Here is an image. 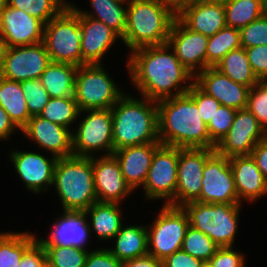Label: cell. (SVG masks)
<instances>
[{
    "instance_id": "603a6c76",
    "label": "cell",
    "mask_w": 267,
    "mask_h": 267,
    "mask_svg": "<svg viewBox=\"0 0 267 267\" xmlns=\"http://www.w3.org/2000/svg\"><path fill=\"white\" fill-rule=\"evenodd\" d=\"M82 65L102 64L105 54L121 37L102 21L79 13Z\"/></svg>"
},
{
    "instance_id": "52a82bcc",
    "label": "cell",
    "mask_w": 267,
    "mask_h": 267,
    "mask_svg": "<svg viewBox=\"0 0 267 267\" xmlns=\"http://www.w3.org/2000/svg\"><path fill=\"white\" fill-rule=\"evenodd\" d=\"M42 42L52 62L82 66L79 12L73 5L45 24Z\"/></svg>"
},
{
    "instance_id": "60d3db41",
    "label": "cell",
    "mask_w": 267,
    "mask_h": 267,
    "mask_svg": "<svg viewBox=\"0 0 267 267\" xmlns=\"http://www.w3.org/2000/svg\"><path fill=\"white\" fill-rule=\"evenodd\" d=\"M236 111V109L221 105L215 112L213 119H211L210 123L207 125L210 140L216 146L227 135L229 129L233 124Z\"/></svg>"
},
{
    "instance_id": "7bdbcfd3",
    "label": "cell",
    "mask_w": 267,
    "mask_h": 267,
    "mask_svg": "<svg viewBox=\"0 0 267 267\" xmlns=\"http://www.w3.org/2000/svg\"><path fill=\"white\" fill-rule=\"evenodd\" d=\"M243 48L267 45V15H263L240 29Z\"/></svg>"
},
{
    "instance_id": "9c48e42d",
    "label": "cell",
    "mask_w": 267,
    "mask_h": 267,
    "mask_svg": "<svg viewBox=\"0 0 267 267\" xmlns=\"http://www.w3.org/2000/svg\"><path fill=\"white\" fill-rule=\"evenodd\" d=\"M155 217L152 224L146 225L148 254L162 261L175 251L181 250L190 224L183 207L164 204Z\"/></svg>"
},
{
    "instance_id": "836d02e7",
    "label": "cell",
    "mask_w": 267,
    "mask_h": 267,
    "mask_svg": "<svg viewBox=\"0 0 267 267\" xmlns=\"http://www.w3.org/2000/svg\"><path fill=\"white\" fill-rule=\"evenodd\" d=\"M226 26L241 29L264 15L263 0H226Z\"/></svg>"
},
{
    "instance_id": "484cf974",
    "label": "cell",
    "mask_w": 267,
    "mask_h": 267,
    "mask_svg": "<svg viewBox=\"0 0 267 267\" xmlns=\"http://www.w3.org/2000/svg\"><path fill=\"white\" fill-rule=\"evenodd\" d=\"M239 202H254L267 195V181L251 155L229 158Z\"/></svg>"
},
{
    "instance_id": "94428289",
    "label": "cell",
    "mask_w": 267,
    "mask_h": 267,
    "mask_svg": "<svg viewBox=\"0 0 267 267\" xmlns=\"http://www.w3.org/2000/svg\"><path fill=\"white\" fill-rule=\"evenodd\" d=\"M43 267H54V266H52L50 263H48V262L46 261Z\"/></svg>"
},
{
    "instance_id": "ba28073f",
    "label": "cell",
    "mask_w": 267,
    "mask_h": 267,
    "mask_svg": "<svg viewBox=\"0 0 267 267\" xmlns=\"http://www.w3.org/2000/svg\"><path fill=\"white\" fill-rule=\"evenodd\" d=\"M102 64H85L75 74L74 97L80 111L111 109L125 94Z\"/></svg>"
},
{
    "instance_id": "5b68a950",
    "label": "cell",
    "mask_w": 267,
    "mask_h": 267,
    "mask_svg": "<svg viewBox=\"0 0 267 267\" xmlns=\"http://www.w3.org/2000/svg\"><path fill=\"white\" fill-rule=\"evenodd\" d=\"M63 211H85L97 202L93 179L92 157L58 158L53 184Z\"/></svg>"
},
{
    "instance_id": "9a60e30c",
    "label": "cell",
    "mask_w": 267,
    "mask_h": 267,
    "mask_svg": "<svg viewBox=\"0 0 267 267\" xmlns=\"http://www.w3.org/2000/svg\"><path fill=\"white\" fill-rule=\"evenodd\" d=\"M45 24L26 11L0 6V42L2 47L33 45L43 41Z\"/></svg>"
},
{
    "instance_id": "db71d44e",
    "label": "cell",
    "mask_w": 267,
    "mask_h": 267,
    "mask_svg": "<svg viewBox=\"0 0 267 267\" xmlns=\"http://www.w3.org/2000/svg\"><path fill=\"white\" fill-rule=\"evenodd\" d=\"M164 4L170 6L176 13L186 4L193 0H161Z\"/></svg>"
},
{
    "instance_id": "2e32d148",
    "label": "cell",
    "mask_w": 267,
    "mask_h": 267,
    "mask_svg": "<svg viewBox=\"0 0 267 267\" xmlns=\"http://www.w3.org/2000/svg\"><path fill=\"white\" fill-rule=\"evenodd\" d=\"M9 160L28 191L41 194L53 187V176L57 157L44 156L32 151L11 150ZM51 157V158H50Z\"/></svg>"
},
{
    "instance_id": "816d5d0a",
    "label": "cell",
    "mask_w": 267,
    "mask_h": 267,
    "mask_svg": "<svg viewBox=\"0 0 267 267\" xmlns=\"http://www.w3.org/2000/svg\"><path fill=\"white\" fill-rule=\"evenodd\" d=\"M15 130L18 131L20 129L12 122L8 113L0 106V140H9Z\"/></svg>"
},
{
    "instance_id": "6da1fadb",
    "label": "cell",
    "mask_w": 267,
    "mask_h": 267,
    "mask_svg": "<svg viewBox=\"0 0 267 267\" xmlns=\"http://www.w3.org/2000/svg\"><path fill=\"white\" fill-rule=\"evenodd\" d=\"M127 69L141 96L156 102L187 93L195 80L168 44L132 50Z\"/></svg>"
},
{
    "instance_id": "7c38bea8",
    "label": "cell",
    "mask_w": 267,
    "mask_h": 267,
    "mask_svg": "<svg viewBox=\"0 0 267 267\" xmlns=\"http://www.w3.org/2000/svg\"><path fill=\"white\" fill-rule=\"evenodd\" d=\"M51 62L43 42L15 47H3L0 76L17 82L40 79Z\"/></svg>"
},
{
    "instance_id": "9f6ffc18",
    "label": "cell",
    "mask_w": 267,
    "mask_h": 267,
    "mask_svg": "<svg viewBox=\"0 0 267 267\" xmlns=\"http://www.w3.org/2000/svg\"><path fill=\"white\" fill-rule=\"evenodd\" d=\"M200 267H213L209 261L202 262Z\"/></svg>"
},
{
    "instance_id": "1f68e13d",
    "label": "cell",
    "mask_w": 267,
    "mask_h": 267,
    "mask_svg": "<svg viewBox=\"0 0 267 267\" xmlns=\"http://www.w3.org/2000/svg\"><path fill=\"white\" fill-rule=\"evenodd\" d=\"M215 68L234 82L250 88L260 82L250 66L247 53L243 47L227 53Z\"/></svg>"
},
{
    "instance_id": "ab89813d",
    "label": "cell",
    "mask_w": 267,
    "mask_h": 267,
    "mask_svg": "<svg viewBox=\"0 0 267 267\" xmlns=\"http://www.w3.org/2000/svg\"><path fill=\"white\" fill-rule=\"evenodd\" d=\"M26 99V104L31 116L40 115L49 102V93L44 88L40 79H30L20 82Z\"/></svg>"
},
{
    "instance_id": "f1b7e54d",
    "label": "cell",
    "mask_w": 267,
    "mask_h": 267,
    "mask_svg": "<svg viewBox=\"0 0 267 267\" xmlns=\"http://www.w3.org/2000/svg\"><path fill=\"white\" fill-rule=\"evenodd\" d=\"M90 7L93 11H84L76 5L74 8L83 16L91 17L102 21L120 37L124 35L127 23V5L128 0H89Z\"/></svg>"
},
{
    "instance_id": "7a4b0ae2",
    "label": "cell",
    "mask_w": 267,
    "mask_h": 267,
    "mask_svg": "<svg viewBox=\"0 0 267 267\" xmlns=\"http://www.w3.org/2000/svg\"><path fill=\"white\" fill-rule=\"evenodd\" d=\"M159 141L178 148L215 149L196 102L184 93L157 102Z\"/></svg>"
},
{
    "instance_id": "277c9868",
    "label": "cell",
    "mask_w": 267,
    "mask_h": 267,
    "mask_svg": "<svg viewBox=\"0 0 267 267\" xmlns=\"http://www.w3.org/2000/svg\"><path fill=\"white\" fill-rule=\"evenodd\" d=\"M176 12L161 0H128L122 43L131 52L144 46L167 44Z\"/></svg>"
},
{
    "instance_id": "ffe728a7",
    "label": "cell",
    "mask_w": 267,
    "mask_h": 267,
    "mask_svg": "<svg viewBox=\"0 0 267 267\" xmlns=\"http://www.w3.org/2000/svg\"><path fill=\"white\" fill-rule=\"evenodd\" d=\"M20 131L23 136L36 142L39 149H45L57 158L73 155L71 129L50 122L40 115H34Z\"/></svg>"
},
{
    "instance_id": "c3c4849f",
    "label": "cell",
    "mask_w": 267,
    "mask_h": 267,
    "mask_svg": "<svg viewBox=\"0 0 267 267\" xmlns=\"http://www.w3.org/2000/svg\"><path fill=\"white\" fill-rule=\"evenodd\" d=\"M46 259L44 246L36 240L24 253L19 267H43Z\"/></svg>"
},
{
    "instance_id": "d6986e66",
    "label": "cell",
    "mask_w": 267,
    "mask_h": 267,
    "mask_svg": "<svg viewBox=\"0 0 267 267\" xmlns=\"http://www.w3.org/2000/svg\"><path fill=\"white\" fill-rule=\"evenodd\" d=\"M97 156L92 157L97 201L121 204L133 190L126 183L118 160L113 154Z\"/></svg>"
},
{
    "instance_id": "cb8c5ba5",
    "label": "cell",
    "mask_w": 267,
    "mask_h": 267,
    "mask_svg": "<svg viewBox=\"0 0 267 267\" xmlns=\"http://www.w3.org/2000/svg\"><path fill=\"white\" fill-rule=\"evenodd\" d=\"M176 17L188 29L208 37L226 26L224 3L192 1L183 6Z\"/></svg>"
},
{
    "instance_id": "4fadbf2b",
    "label": "cell",
    "mask_w": 267,
    "mask_h": 267,
    "mask_svg": "<svg viewBox=\"0 0 267 267\" xmlns=\"http://www.w3.org/2000/svg\"><path fill=\"white\" fill-rule=\"evenodd\" d=\"M215 152V149L179 148L175 207H183L200 197L203 168Z\"/></svg>"
},
{
    "instance_id": "e0dca14e",
    "label": "cell",
    "mask_w": 267,
    "mask_h": 267,
    "mask_svg": "<svg viewBox=\"0 0 267 267\" xmlns=\"http://www.w3.org/2000/svg\"><path fill=\"white\" fill-rule=\"evenodd\" d=\"M208 40V36L188 29L176 17L170 29L167 44L180 63L196 76L207 68Z\"/></svg>"
},
{
    "instance_id": "f5cc1de1",
    "label": "cell",
    "mask_w": 267,
    "mask_h": 267,
    "mask_svg": "<svg viewBox=\"0 0 267 267\" xmlns=\"http://www.w3.org/2000/svg\"><path fill=\"white\" fill-rule=\"evenodd\" d=\"M122 267H162V261L147 254L122 262Z\"/></svg>"
},
{
    "instance_id": "4316f807",
    "label": "cell",
    "mask_w": 267,
    "mask_h": 267,
    "mask_svg": "<svg viewBox=\"0 0 267 267\" xmlns=\"http://www.w3.org/2000/svg\"><path fill=\"white\" fill-rule=\"evenodd\" d=\"M121 205L118 203L95 202L84 212L90 217L89 226L91 233L103 241L113 240L123 224Z\"/></svg>"
},
{
    "instance_id": "91938a15",
    "label": "cell",
    "mask_w": 267,
    "mask_h": 267,
    "mask_svg": "<svg viewBox=\"0 0 267 267\" xmlns=\"http://www.w3.org/2000/svg\"><path fill=\"white\" fill-rule=\"evenodd\" d=\"M267 88V79L260 81Z\"/></svg>"
},
{
    "instance_id": "7402d4cb",
    "label": "cell",
    "mask_w": 267,
    "mask_h": 267,
    "mask_svg": "<svg viewBox=\"0 0 267 267\" xmlns=\"http://www.w3.org/2000/svg\"><path fill=\"white\" fill-rule=\"evenodd\" d=\"M53 222L48 238H37L43 246H72L88 250L91 230L84 211H63Z\"/></svg>"
},
{
    "instance_id": "8992f818",
    "label": "cell",
    "mask_w": 267,
    "mask_h": 267,
    "mask_svg": "<svg viewBox=\"0 0 267 267\" xmlns=\"http://www.w3.org/2000/svg\"><path fill=\"white\" fill-rule=\"evenodd\" d=\"M242 204L193 201L183 206L189 224L209 236L219 247H233Z\"/></svg>"
},
{
    "instance_id": "74e56055",
    "label": "cell",
    "mask_w": 267,
    "mask_h": 267,
    "mask_svg": "<svg viewBox=\"0 0 267 267\" xmlns=\"http://www.w3.org/2000/svg\"><path fill=\"white\" fill-rule=\"evenodd\" d=\"M219 248L209 236L189 226L181 249L204 262L209 261Z\"/></svg>"
},
{
    "instance_id": "11a10c76",
    "label": "cell",
    "mask_w": 267,
    "mask_h": 267,
    "mask_svg": "<svg viewBox=\"0 0 267 267\" xmlns=\"http://www.w3.org/2000/svg\"><path fill=\"white\" fill-rule=\"evenodd\" d=\"M193 1L224 3L226 0H193Z\"/></svg>"
},
{
    "instance_id": "680465c9",
    "label": "cell",
    "mask_w": 267,
    "mask_h": 267,
    "mask_svg": "<svg viewBox=\"0 0 267 267\" xmlns=\"http://www.w3.org/2000/svg\"><path fill=\"white\" fill-rule=\"evenodd\" d=\"M9 0H0V6H5L7 5Z\"/></svg>"
},
{
    "instance_id": "d6a6232c",
    "label": "cell",
    "mask_w": 267,
    "mask_h": 267,
    "mask_svg": "<svg viewBox=\"0 0 267 267\" xmlns=\"http://www.w3.org/2000/svg\"><path fill=\"white\" fill-rule=\"evenodd\" d=\"M37 238L29 231L0 232V267H19L25 251Z\"/></svg>"
},
{
    "instance_id": "44dd1931",
    "label": "cell",
    "mask_w": 267,
    "mask_h": 267,
    "mask_svg": "<svg viewBox=\"0 0 267 267\" xmlns=\"http://www.w3.org/2000/svg\"><path fill=\"white\" fill-rule=\"evenodd\" d=\"M194 82L221 105L246 109L250 87L234 82L217 68L208 67L199 72Z\"/></svg>"
},
{
    "instance_id": "ee69618b",
    "label": "cell",
    "mask_w": 267,
    "mask_h": 267,
    "mask_svg": "<svg viewBox=\"0 0 267 267\" xmlns=\"http://www.w3.org/2000/svg\"><path fill=\"white\" fill-rule=\"evenodd\" d=\"M187 93L196 102L200 117L208 125L221 104L214 97L205 93L195 82Z\"/></svg>"
},
{
    "instance_id": "3957f363",
    "label": "cell",
    "mask_w": 267,
    "mask_h": 267,
    "mask_svg": "<svg viewBox=\"0 0 267 267\" xmlns=\"http://www.w3.org/2000/svg\"><path fill=\"white\" fill-rule=\"evenodd\" d=\"M141 98L125 93L111 108L113 152L128 146L160 143L157 102Z\"/></svg>"
},
{
    "instance_id": "6f0895ef",
    "label": "cell",
    "mask_w": 267,
    "mask_h": 267,
    "mask_svg": "<svg viewBox=\"0 0 267 267\" xmlns=\"http://www.w3.org/2000/svg\"><path fill=\"white\" fill-rule=\"evenodd\" d=\"M264 14L267 15V0H263Z\"/></svg>"
},
{
    "instance_id": "4dcf8cb0",
    "label": "cell",
    "mask_w": 267,
    "mask_h": 267,
    "mask_svg": "<svg viewBox=\"0 0 267 267\" xmlns=\"http://www.w3.org/2000/svg\"><path fill=\"white\" fill-rule=\"evenodd\" d=\"M0 106L21 130L31 119L21 84L0 76Z\"/></svg>"
},
{
    "instance_id": "f6af8a7d",
    "label": "cell",
    "mask_w": 267,
    "mask_h": 267,
    "mask_svg": "<svg viewBox=\"0 0 267 267\" xmlns=\"http://www.w3.org/2000/svg\"><path fill=\"white\" fill-rule=\"evenodd\" d=\"M244 257L246 256L234 247H220L209 262L213 267H245Z\"/></svg>"
},
{
    "instance_id": "8d00e7d4",
    "label": "cell",
    "mask_w": 267,
    "mask_h": 267,
    "mask_svg": "<svg viewBox=\"0 0 267 267\" xmlns=\"http://www.w3.org/2000/svg\"><path fill=\"white\" fill-rule=\"evenodd\" d=\"M67 0H9V6L26 11L44 24L56 17L66 6Z\"/></svg>"
},
{
    "instance_id": "f907efd6",
    "label": "cell",
    "mask_w": 267,
    "mask_h": 267,
    "mask_svg": "<svg viewBox=\"0 0 267 267\" xmlns=\"http://www.w3.org/2000/svg\"><path fill=\"white\" fill-rule=\"evenodd\" d=\"M251 156L267 181V137L255 145Z\"/></svg>"
},
{
    "instance_id": "681fc988",
    "label": "cell",
    "mask_w": 267,
    "mask_h": 267,
    "mask_svg": "<svg viewBox=\"0 0 267 267\" xmlns=\"http://www.w3.org/2000/svg\"><path fill=\"white\" fill-rule=\"evenodd\" d=\"M202 262L181 249L162 260V267H200Z\"/></svg>"
},
{
    "instance_id": "ac0fdd59",
    "label": "cell",
    "mask_w": 267,
    "mask_h": 267,
    "mask_svg": "<svg viewBox=\"0 0 267 267\" xmlns=\"http://www.w3.org/2000/svg\"><path fill=\"white\" fill-rule=\"evenodd\" d=\"M266 137L257 119L247 109L237 110L231 128L215 151L228 158L251 155L255 145Z\"/></svg>"
},
{
    "instance_id": "d590c367",
    "label": "cell",
    "mask_w": 267,
    "mask_h": 267,
    "mask_svg": "<svg viewBox=\"0 0 267 267\" xmlns=\"http://www.w3.org/2000/svg\"><path fill=\"white\" fill-rule=\"evenodd\" d=\"M79 112L75 97L50 98L40 116L50 122L71 129L72 124L76 125L75 122L81 117Z\"/></svg>"
},
{
    "instance_id": "f546056e",
    "label": "cell",
    "mask_w": 267,
    "mask_h": 267,
    "mask_svg": "<svg viewBox=\"0 0 267 267\" xmlns=\"http://www.w3.org/2000/svg\"><path fill=\"white\" fill-rule=\"evenodd\" d=\"M77 66L69 63L50 62L40 80L50 98L74 97Z\"/></svg>"
},
{
    "instance_id": "8fae6325",
    "label": "cell",
    "mask_w": 267,
    "mask_h": 267,
    "mask_svg": "<svg viewBox=\"0 0 267 267\" xmlns=\"http://www.w3.org/2000/svg\"><path fill=\"white\" fill-rule=\"evenodd\" d=\"M179 148L161 144L153 154L148 176L143 185L149 201L163 200V204L175 206Z\"/></svg>"
},
{
    "instance_id": "30bf717a",
    "label": "cell",
    "mask_w": 267,
    "mask_h": 267,
    "mask_svg": "<svg viewBox=\"0 0 267 267\" xmlns=\"http://www.w3.org/2000/svg\"><path fill=\"white\" fill-rule=\"evenodd\" d=\"M86 113L72 132L73 155L94 157L101 151L103 155L113 154V124L111 109L84 110Z\"/></svg>"
},
{
    "instance_id": "7dc6e473",
    "label": "cell",
    "mask_w": 267,
    "mask_h": 267,
    "mask_svg": "<svg viewBox=\"0 0 267 267\" xmlns=\"http://www.w3.org/2000/svg\"><path fill=\"white\" fill-rule=\"evenodd\" d=\"M85 267H122V262L107 248L100 247L89 251Z\"/></svg>"
},
{
    "instance_id": "f35d334b",
    "label": "cell",
    "mask_w": 267,
    "mask_h": 267,
    "mask_svg": "<svg viewBox=\"0 0 267 267\" xmlns=\"http://www.w3.org/2000/svg\"><path fill=\"white\" fill-rule=\"evenodd\" d=\"M47 262L54 267H85L88 250L72 246H44Z\"/></svg>"
},
{
    "instance_id": "bcb514c9",
    "label": "cell",
    "mask_w": 267,
    "mask_h": 267,
    "mask_svg": "<svg viewBox=\"0 0 267 267\" xmlns=\"http://www.w3.org/2000/svg\"><path fill=\"white\" fill-rule=\"evenodd\" d=\"M250 66L259 81L267 79V45L244 48Z\"/></svg>"
},
{
    "instance_id": "b9f144b4",
    "label": "cell",
    "mask_w": 267,
    "mask_h": 267,
    "mask_svg": "<svg viewBox=\"0 0 267 267\" xmlns=\"http://www.w3.org/2000/svg\"><path fill=\"white\" fill-rule=\"evenodd\" d=\"M246 109L267 134V88L261 82L250 88Z\"/></svg>"
},
{
    "instance_id": "e575fe53",
    "label": "cell",
    "mask_w": 267,
    "mask_h": 267,
    "mask_svg": "<svg viewBox=\"0 0 267 267\" xmlns=\"http://www.w3.org/2000/svg\"><path fill=\"white\" fill-rule=\"evenodd\" d=\"M240 47V30L229 26L223 27L209 37L206 48L207 68L215 67L227 53Z\"/></svg>"
},
{
    "instance_id": "83f0119b",
    "label": "cell",
    "mask_w": 267,
    "mask_h": 267,
    "mask_svg": "<svg viewBox=\"0 0 267 267\" xmlns=\"http://www.w3.org/2000/svg\"><path fill=\"white\" fill-rule=\"evenodd\" d=\"M121 225L113 238L114 247L107 249L121 262L148 254V232L146 225Z\"/></svg>"
},
{
    "instance_id": "d4e9b609",
    "label": "cell",
    "mask_w": 267,
    "mask_h": 267,
    "mask_svg": "<svg viewBox=\"0 0 267 267\" xmlns=\"http://www.w3.org/2000/svg\"><path fill=\"white\" fill-rule=\"evenodd\" d=\"M161 143L128 146L113 152L118 160L126 183L138 190L143 187L153 160V154Z\"/></svg>"
},
{
    "instance_id": "6125c7cd",
    "label": "cell",
    "mask_w": 267,
    "mask_h": 267,
    "mask_svg": "<svg viewBox=\"0 0 267 267\" xmlns=\"http://www.w3.org/2000/svg\"><path fill=\"white\" fill-rule=\"evenodd\" d=\"M2 44H1V42H0V62H1V51H2Z\"/></svg>"
},
{
    "instance_id": "5bb4252c",
    "label": "cell",
    "mask_w": 267,
    "mask_h": 267,
    "mask_svg": "<svg viewBox=\"0 0 267 267\" xmlns=\"http://www.w3.org/2000/svg\"><path fill=\"white\" fill-rule=\"evenodd\" d=\"M203 203L241 204L229 158L215 152L203 168L202 188L196 200Z\"/></svg>"
}]
</instances>
